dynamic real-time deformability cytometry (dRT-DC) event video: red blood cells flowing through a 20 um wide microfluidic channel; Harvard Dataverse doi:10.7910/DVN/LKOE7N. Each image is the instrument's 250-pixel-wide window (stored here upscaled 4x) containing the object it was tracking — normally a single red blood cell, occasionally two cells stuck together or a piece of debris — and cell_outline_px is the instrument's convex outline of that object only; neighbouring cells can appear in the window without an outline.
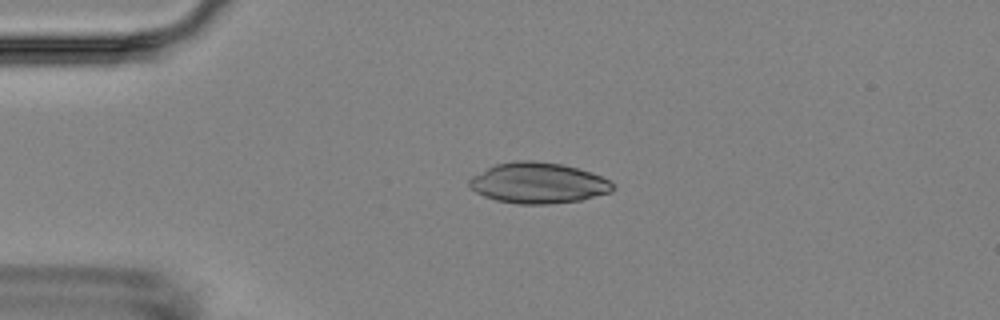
{"species": "Egyptian fruit bat (a non-hibernating species)", "species_latin": "Rousettus aegyptiacus", "temperature_condition": "room temperature", "stored_images_in_passage": 11, "camera_frame_rate_fps": 3000, "um_per_image_px": 0.085, "animal": {"sex": "female"}, "frame": {"image": 1, "passage_image": 4, "time_ms": 5.667, "image_size_px": [1000, 320], "cell_outline_px": [[612, 192], [580, 200], [548, 204], [516, 204], [496, 200], [484, 196], [476, 192], [468, 184], [468, 180], [472, 176], [496, 164], [516, 160], [532, 160], [560, 164], [576, 168], [600, 176], [608, 180], [612, 184]], "centroid_in_image_um": [45.71, 15.56], "position_along_channel_um": 39.3, "area_um2": 33.76}}
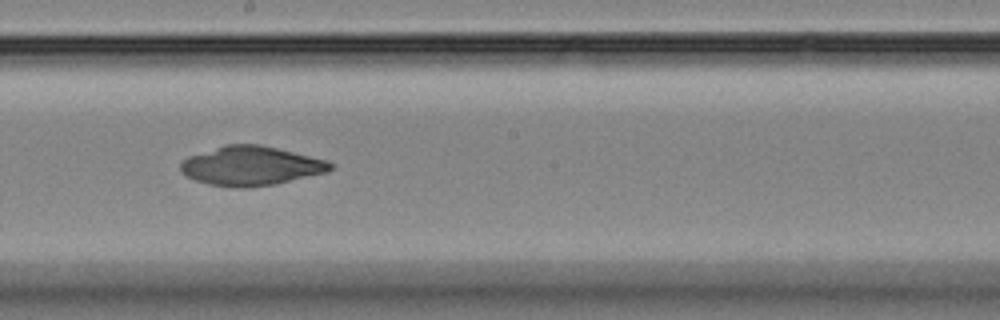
{"frame": {"image": 2, "passage_image": 10, "time_ms": 11.667, "image_size_px": [1000, 320], "cell_outline_px": [[332, 168], [328, 172], [276, 184], [248, 188], [236, 188], [208, 184], [196, 180], [180, 172], [180, 164], [188, 156], [224, 144], [260, 144], [328, 160], [332, 164]], "centroid_in_image_um": [21.33, 14.1], "position_along_channel_um": 226.9, "area_um2": 34.39}}
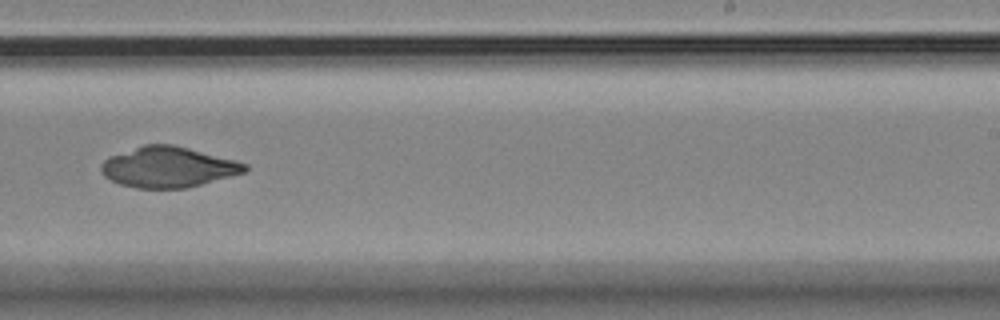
{"frame": {"image": 3, "passage_image": 11, "time_ms": 13.0, "image_size_px": [1000, 320], "cell_outline_px": [[248, 168], [244, 172], [200, 184], [184, 188], [136, 188], [120, 184], [104, 176], [100, 172], [100, 164], [108, 156], [144, 144], [172, 144], [236, 160], [248, 164]], "centroid_in_image_um": [14.24, 14.19], "position_along_channel_um": 274.8, "area_um2": 33.81}}